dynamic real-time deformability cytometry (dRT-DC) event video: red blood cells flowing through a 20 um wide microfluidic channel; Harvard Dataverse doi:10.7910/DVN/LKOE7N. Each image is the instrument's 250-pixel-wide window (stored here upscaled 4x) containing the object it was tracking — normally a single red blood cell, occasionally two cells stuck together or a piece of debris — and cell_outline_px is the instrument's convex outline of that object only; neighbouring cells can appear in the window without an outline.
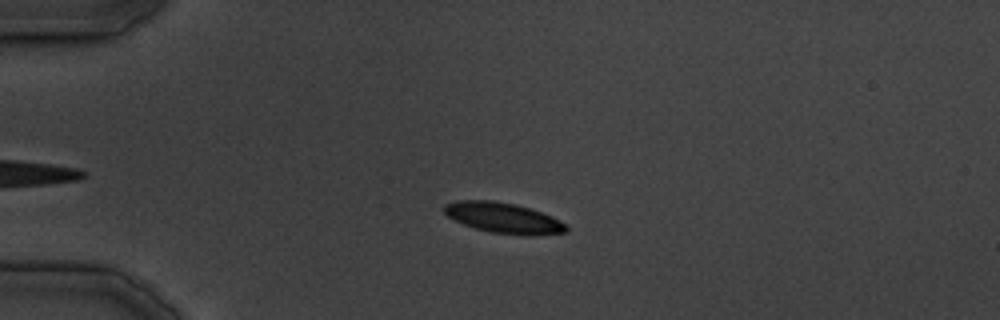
{"species": "common noctule bat (a hibernating species)", "species_latin": "Nyctalus noctula", "temperature_condition": "cold", "stored_images_in_passage": 30, "camera_frame_rate_fps": 3000, "um_per_image_px": 0.085, "animal": {"sex": "male", "body_mass_g": 19.5, "forearm_length_mm": 54.6}, "frame": {"image": 1, "passage_image": 5, "time_ms": 6.0, "image_size_px": [1000, 320], "cell_outline_px": [[568, 228], [564, 232], [528, 236], [492, 232], [476, 228], [464, 224], [448, 216], [444, 212], [444, 204], [456, 200], [492, 200], [516, 204], [552, 216], [564, 224]], "centroid_in_image_um": [42.76, 18.51], "position_along_channel_um": 42.2, "area_um2": 21.39}}
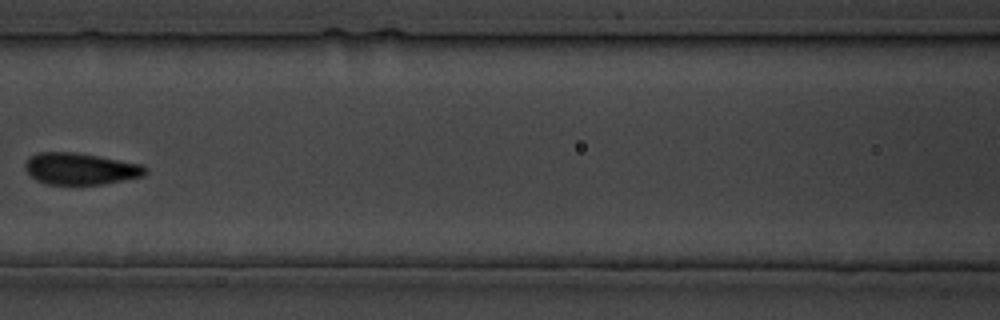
{"frame": {"image": 2, "passage_image": 13, "time_ms": 16.333, "image_size_px": [1000, 320], "cell_outline_px": [[148, 172], [144, 176], [100, 184], [48, 184], [36, 180], [24, 168], [24, 164], [28, 156], [36, 152], [76, 152], [140, 164], [148, 168]], "centroid_in_image_um": [6.8, 14.33], "position_along_channel_um": 159.8, "area_um2": 22.14}}